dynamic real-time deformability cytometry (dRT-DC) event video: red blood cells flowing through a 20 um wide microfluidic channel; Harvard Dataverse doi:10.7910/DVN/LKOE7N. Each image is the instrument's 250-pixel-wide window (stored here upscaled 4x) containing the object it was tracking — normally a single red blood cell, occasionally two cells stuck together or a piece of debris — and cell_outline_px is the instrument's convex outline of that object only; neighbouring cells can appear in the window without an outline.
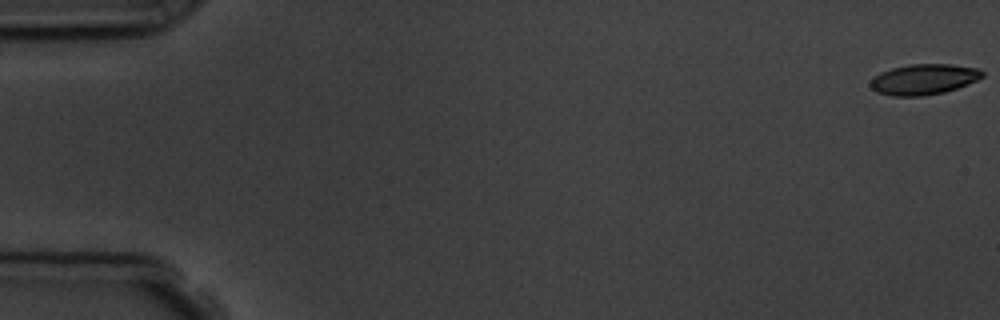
{"species": "common noctule bat (a hibernating species)", "species_latin": "Nyctalus noctula", "temperature_condition": "room temperature", "stored_images_in_passage": 5, "camera_frame_rate_fps": 3000, "um_per_image_px": 0.085, "animal": {"sex": "male", "body_mass_g": 19.5, "forearm_length_mm": 54.6}, "frame": {"image": 1, "passage_image": 1, "time_ms": 0.0, "image_size_px": [1000, 320], "cell_outline_px": [[984, 76], [968, 84], [944, 92], [924, 96], [892, 96], [876, 92], [868, 84], [880, 72], [892, 68], [912, 64], [948, 64], [976, 68], [984, 72]], "centroid_in_image_um": [78.5, 6.75], "position_along_channel_um": 6.5, "area_um2": 19.83}}
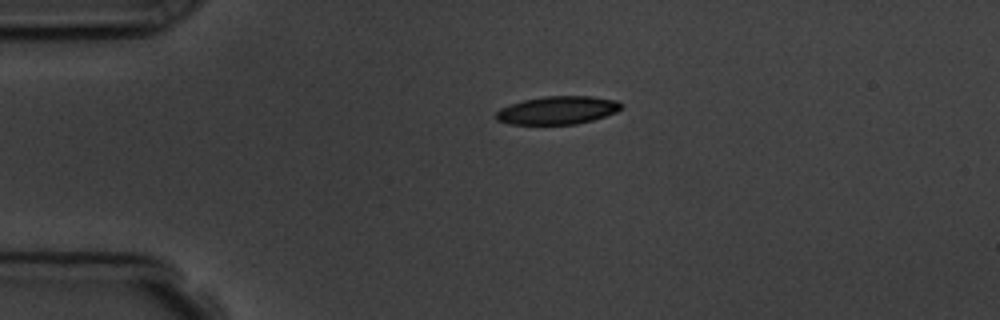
{"frame": {"image": 2, "passage_image": 4, "time_ms": 4.0, "image_size_px": [1000, 320], "cell_outline_px": [[620, 108], [616, 112], [592, 120], [576, 124], [508, 124], [496, 120], [496, 112], [500, 108], [524, 100], [544, 96], [592, 96], [616, 100], [620, 104]], "centroid_in_image_um": [47.36, 9.37], "position_along_channel_um": 37.6, "area_um2": 20.29}}